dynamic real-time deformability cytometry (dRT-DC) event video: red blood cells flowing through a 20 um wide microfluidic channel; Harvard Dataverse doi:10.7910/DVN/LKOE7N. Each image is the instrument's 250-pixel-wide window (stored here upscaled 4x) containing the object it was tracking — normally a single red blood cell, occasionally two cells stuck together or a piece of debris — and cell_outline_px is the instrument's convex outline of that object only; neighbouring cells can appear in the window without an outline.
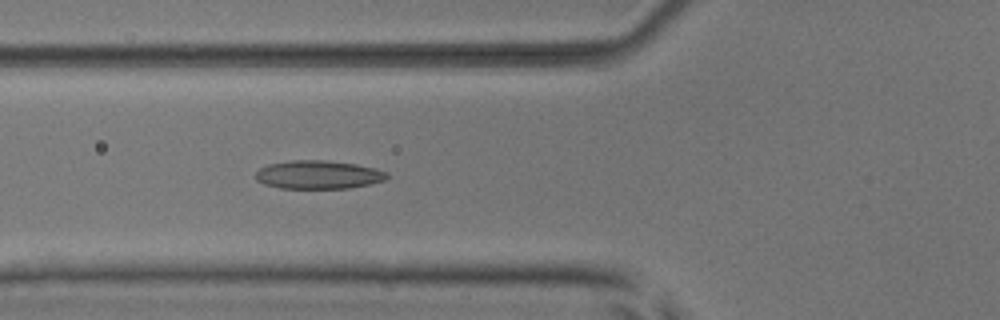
{"species": "common noctule bat (a hibernating species)", "species_latin": "Nyctalus noctula", "temperature_condition": "room temperature", "stored_images_in_passage": 51, "camera_frame_rate_fps": 3000, "um_per_image_px": 0.085, "animal": {"sex": "male", "body_mass_g": 17.9, "forearm_length_mm": 54.2}, "frame": {"image": 1, "passage_image": 20, "time_ms": 6.333, "image_size_px": [1000, 320], "cell_outline_px": [[388, 176], [384, 180], [368, 184], [348, 188], [280, 188], [264, 184], [256, 180], [256, 172], [260, 168], [268, 164], [292, 160], [320, 160], [356, 164], [376, 168], [388, 172]], "centroid_in_image_um": [27.05, 14.85], "position_along_channel_um": 98.8, "area_um2": 21.62}}
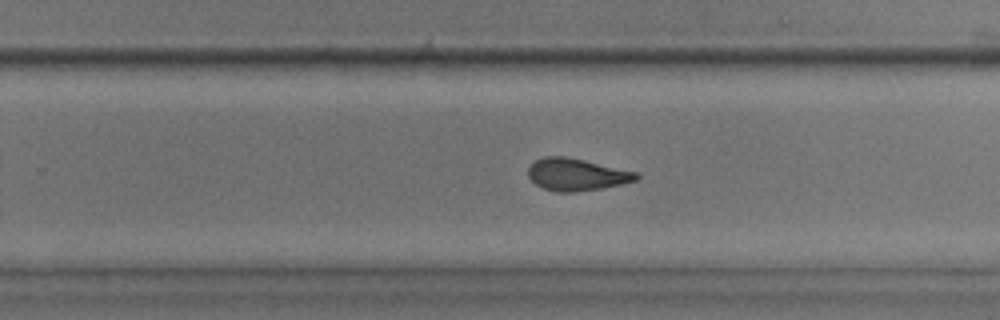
{"frame": {"image": 2, "passage_image": 34, "time_ms": 11.0, "image_size_px": [1000, 320], "cell_outline_px": [[640, 176], [636, 180], [620, 184], [600, 188], [576, 192], [556, 192], [544, 188], [536, 184], [528, 176], [528, 168], [536, 160], [544, 156], [564, 156], [584, 160], [640, 172]], "centroid_in_image_um": [49.03, 14.83], "position_along_channel_um": 280.8, "area_um2": 20.23}}
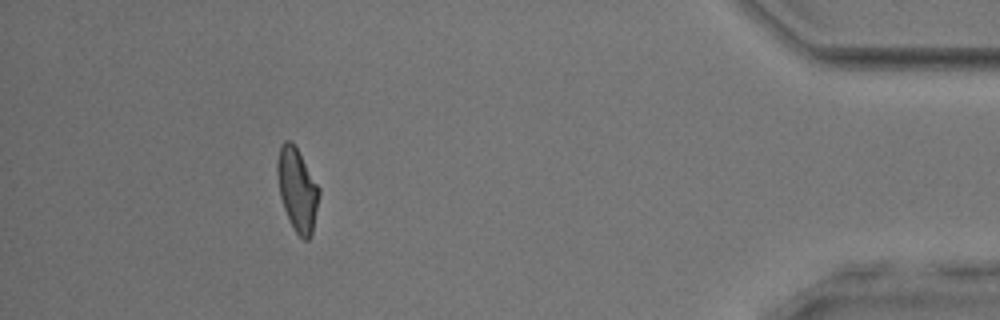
{"frame": {"image": 3, "passage_image": 48, "time_ms": 15.667, "image_size_px": [1000, 320], "cell_outline_px": [[320, 192], [312, 232], [308, 240], [304, 240], [296, 232], [284, 208], [280, 196], [276, 172], [276, 160], [280, 144], [284, 140], [292, 140], [320, 188]], "centroid_in_image_um": [25.25, 16.05], "position_along_channel_um": 410.0, "area_um2": 20.11}}